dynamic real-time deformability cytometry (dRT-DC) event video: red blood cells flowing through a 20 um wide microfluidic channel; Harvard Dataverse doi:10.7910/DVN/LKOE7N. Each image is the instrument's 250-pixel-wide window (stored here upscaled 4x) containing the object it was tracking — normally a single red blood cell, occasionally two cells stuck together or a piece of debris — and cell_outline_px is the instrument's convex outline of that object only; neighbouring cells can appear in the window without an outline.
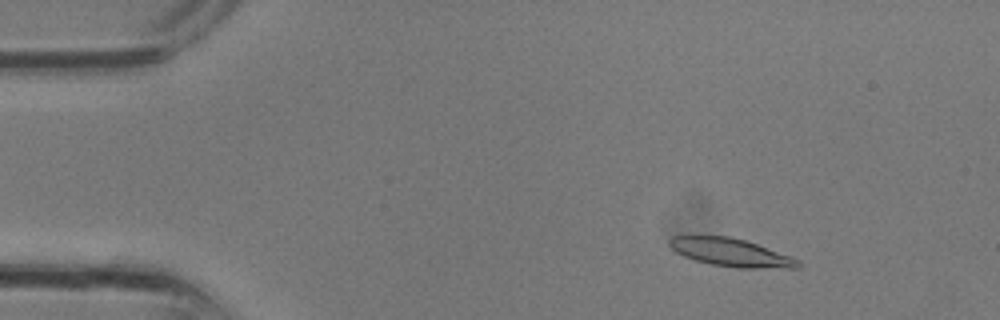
{"species": "common noctule bat (a hibernating species)", "species_latin": "Nyctalus noctula", "temperature_condition": "room temperature", "stored_images_in_passage": 15, "camera_frame_rate_fps": 3000, "um_per_image_px": 0.085, "animal": {"sex": "male", "body_mass_g": 13.3}, "frame": {"image": 1, "passage_image": 5, "time_ms": 1.333, "image_size_px": [1000, 320], "cell_outline_px": [[800, 268], [736, 268], [712, 264], [696, 260], [684, 256], [676, 252], [668, 244], [668, 240], [672, 236], [728, 236], [744, 240], [792, 256], [800, 260]], "centroid_in_image_um": [62.15, 21.46], "position_along_channel_um": 22.9, "area_um2": 20.92}}
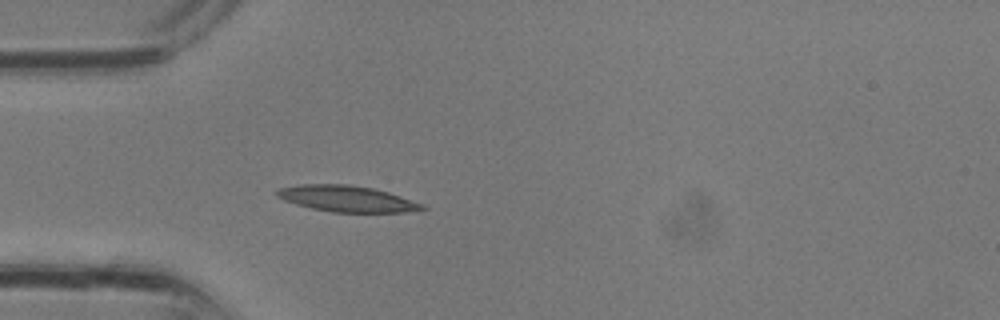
{"frame": {"image": 2, "passage_image": 10, "time_ms": 3.0, "image_size_px": [1000, 320], "cell_outline_px": [[428, 208], [404, 212], [332, 212], [312, 208], [296, 204], [284, 200], [276, 196], [276, 192], [280, 188], [300, 184], [348, 184], [372, 188], [388, 192], [424, 204]], "centroid_in_image_um": [29.48, 16.89], "position_along_channel_um": 55.5, "area_um2": 21.96}}